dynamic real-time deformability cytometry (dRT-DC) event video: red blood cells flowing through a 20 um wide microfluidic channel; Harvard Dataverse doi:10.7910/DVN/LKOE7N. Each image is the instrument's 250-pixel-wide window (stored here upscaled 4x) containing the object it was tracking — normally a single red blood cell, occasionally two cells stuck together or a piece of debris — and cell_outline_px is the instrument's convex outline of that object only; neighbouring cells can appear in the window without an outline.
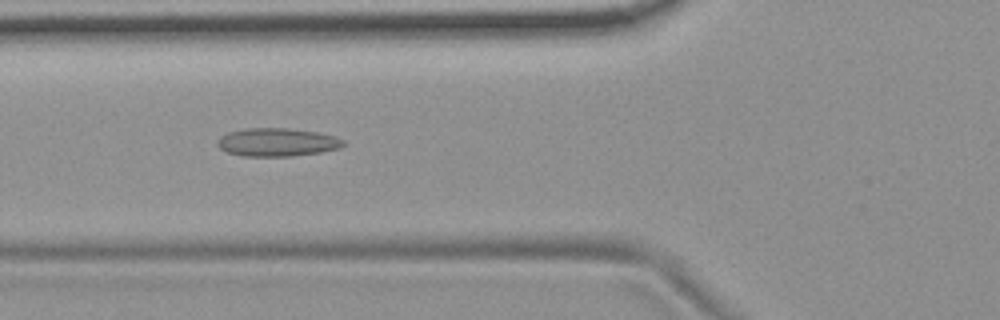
{"species": "common noctule bat (a hibernating species)", "species_latin": "Nyctalus noctula", "temperature_condition": "room temperature", "stored_images_in_passage": 49, "camera_frame_rate_fps": 3000, "um_per_image_px": 0.085, "animal": {"sex": "female", "body_mass_g": 19.9}, "frame": {"image": 1, "passage_image": 15, "time_ms": 4.667, "image_size_px": [1000, 320], "cell_outline_px": [[344, 144], [340, 148], [320, 152], [292, 156], [240, 156], [228, 152], [220, 148], [216, 144], [216, 140], [220, 136], [228, 132], [244, 128], [288, 128], [316, 132], [336, 136], [344, 140]], "centroid_in_image_um": [23.53, 12.08], "position_along_channel_um": 102.3, "area_um2": 20.81}}
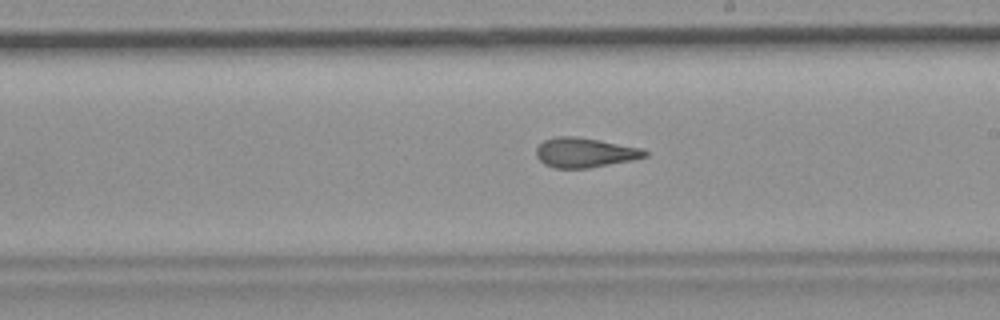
{"frame": {"image": 2, "passage_image": 26, "time_ms": 8.333, "image_size_px": [1000, 320], "cell_outline_px": [[648, 156], [632, 160], [588, 168], [556, 168], [544, 164], [536, 156], [536, 148], [544, 140], [556, 136], [572, 136], [600, 140], [644, 148], [648, 152]], "centroid_in_image_um": [49.73, 12.96], "position_along_channel_um": 239.3, "area_um2": 18.84}}
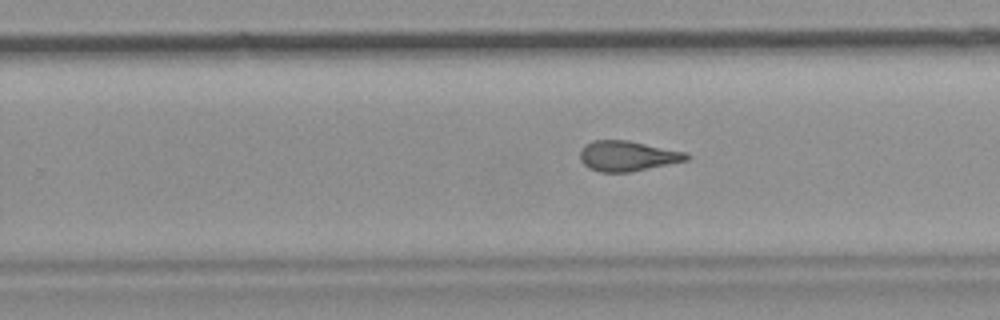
{"frame": {"image": 3, "passage_image": 29, "time_ms": 9.333, "image_size_px": [1000, 320], "cell_outline_px": [[692, 156], [688, 160], [632, 172], [600, 172], [588, 168], [580, 160], [580, 152], [584, 144], [592, 140], [628, 140], [688, 152]], "centroid_in_image_um": [53.36, 13.25], "position_along_channel_um": 276.4, "area_um2": 19.07}, "authors_computed_cell_mechanics": {"area_um2": 19.2474, "velocity_mm_per_s": 3.7426, "shape_relaxation_time_tau1_ms": null, "shape_relaxation_time_tau2_ms": 1.6729, "deformation_change_tau1": null, "deformation_change_tau2": 0.1111}}